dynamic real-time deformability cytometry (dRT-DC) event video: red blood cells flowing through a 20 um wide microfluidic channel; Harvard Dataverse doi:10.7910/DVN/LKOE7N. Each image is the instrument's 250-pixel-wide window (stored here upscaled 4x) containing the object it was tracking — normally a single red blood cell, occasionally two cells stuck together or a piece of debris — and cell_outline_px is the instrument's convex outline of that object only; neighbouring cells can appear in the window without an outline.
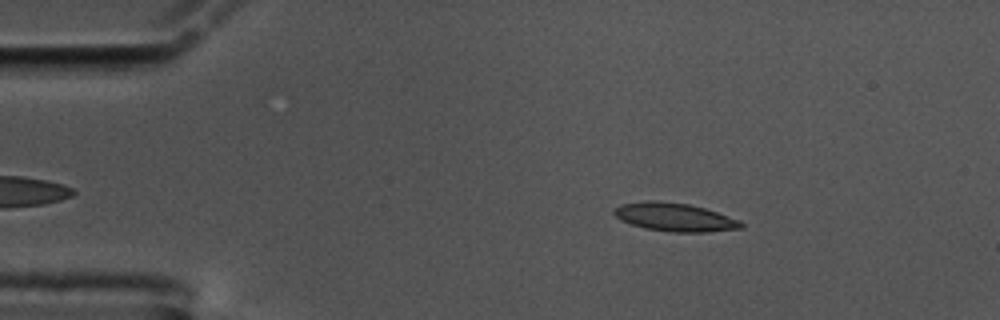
{"species": "common noctule bat (a hibernating species)", "species_latin": "Nyctalus noctula", "temperature_condition": "cold", "stored_images_in_passage": 48, "camera_frame_rate_fps": 3000, "um_per_image_px": 0.085, "animal": {"sex": "male", "body_mass_g": 17.5, "forearm_length_mm": 52.3}, "frame": {"image": 1, "passage_image": 8, "time_ms": 2.333, "image_size_px": [1000, 320], "cell_outline_px": [[744, 228], [708, 232], [672, 232], [644, 228], [620, 220], [612, 212], [612, 208], [620, 204], [648, 200], [688, 204], [704, 208], [740, 220], [744, 224]], "centroid_in_image_um": [57.33, 18.46], "position_along_channel_um": 27.7, "area_um2": 20.98}}
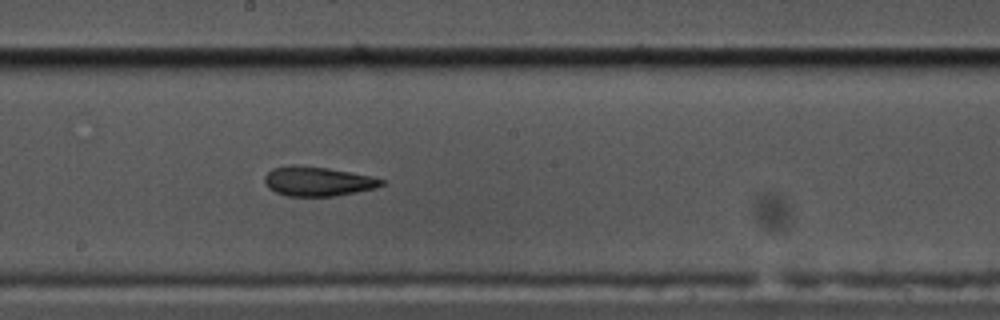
{"frame": {"image": 2, "passage_image": 30, "time_ms": 9.667, "image_size_px": [1000, 320], "cell_outline_px": [[384, 184], [376, 188], [356, 192], [332, 196], [288, 196], [276, 192], [268, 188], [264, 184], [264, 176], [272, 168], [292, 164], [328, 168], [368, 176], [384, 180]], "centroid_in_image_um": [26.94, 15.41], "position_along_channel_um": 221.3, "area_um2": 19.94}}
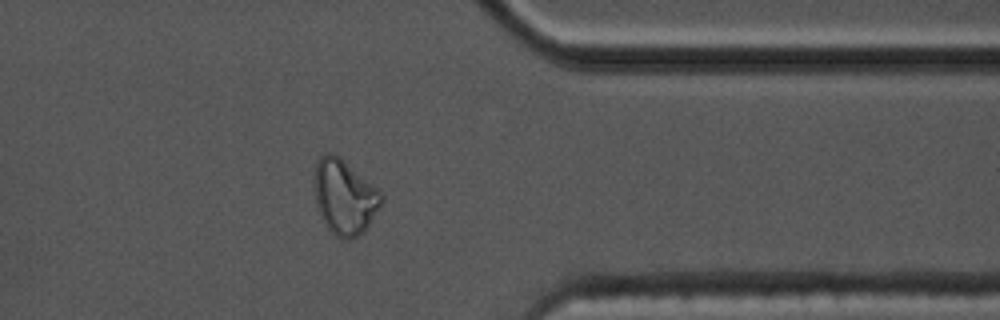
{"frame": {"image": 3, "passage_image": 45, "time_ms": 14.667, "image_size_px": [1000, 320], "cell_outline_px": [[384, 200], [380, 208], [364, 232], [360, 236], [352, 240], [344, 240], [336, 236], [324, 224], [316, 200], [316, 160], [324, 152], [328, 152], [340, 156], [376, 188], [384, 196]], "centroid_in_image_um": [29.32, 16.77], "position_along_channel_um": 382.1, "area_um2": 29.07}, "authors_computed_cell_mechanics": {"area_um2": 20.2589, "velocity_mm_per_s": 3.4263, "shape_relaxation_time_tau1_ms": null, "shape_relaxation_time_tau2_ms": 3.9284, "deformation_change_tau1": null, "deformation_change_tau2": 0.1173}}